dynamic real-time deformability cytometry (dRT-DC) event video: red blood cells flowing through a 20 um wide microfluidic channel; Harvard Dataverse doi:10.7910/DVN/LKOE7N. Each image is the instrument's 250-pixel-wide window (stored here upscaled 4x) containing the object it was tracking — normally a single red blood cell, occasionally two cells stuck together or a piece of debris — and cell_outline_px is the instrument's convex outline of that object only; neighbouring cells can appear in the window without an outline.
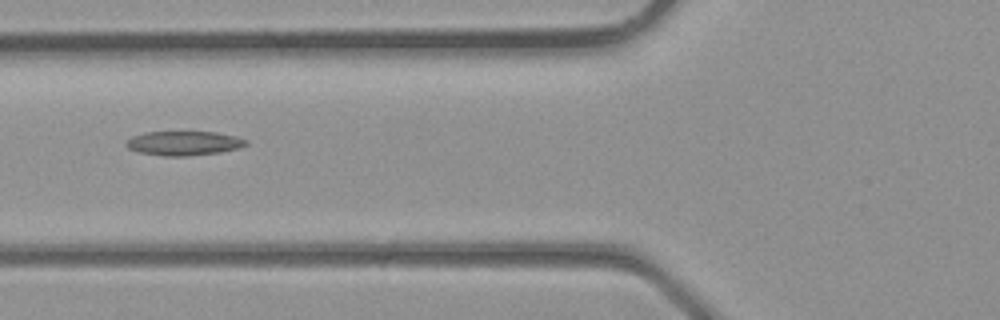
{"species": "common noctule bat (a hibernating species)", "species_latin": "Nyctalus noctula", "temperature_condition": "room temperature", "stored_images_in_passage": 4, "camera_frame_rate_fps": 3000, "um_per_image_px": 0.085, "animal": {"sex": "male", "body_mass_g": 23.1, "forearm_length_mm": 52.7}, "frame": {"image": 1, "passage_image": 4, "time_ms": 1.0, "image_size_px": [1000, 320], "cell_outline_px": [[248, 144], [240, 148], [220, 152], [188, 156], [164, 156], [140, 152], [128, 148], [124, 144], [132, 136], [148, 132], [216, 132], [236, 136], [248, 140]], "centroid_in_image_um": [15.66, 12.17], "position_along_channel_um": 110.1, "area_um2": 16.94}}